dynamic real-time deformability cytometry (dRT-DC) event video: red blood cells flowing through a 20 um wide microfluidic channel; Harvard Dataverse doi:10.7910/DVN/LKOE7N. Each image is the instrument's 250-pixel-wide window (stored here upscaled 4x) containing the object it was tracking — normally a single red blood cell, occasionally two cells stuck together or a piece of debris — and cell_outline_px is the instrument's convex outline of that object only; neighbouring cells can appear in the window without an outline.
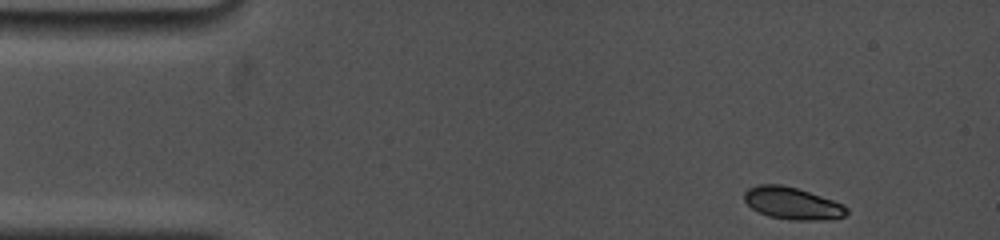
{"species": "common noctule bat (a hibernating species)", "species_latin": "Nyctalus noctula", "temperature_condition": "cold", "stored_images_in_passage": 38, "camera_frame_rate_fps": 5000, "um_per_image_px": 0.085, "animal": {"sex": "female", "body_mass_g": 19.0, "forearm_length_mm": 53.3}, "frame": {"image": 1, "passage_image": 1, "time_ms": 0.0, "image_size_px": [1000, 240], "cell_outline_px": [[848, 212], [844, 216], [824, 220], [788, 220], [768, 216], [752, 208], [744, 200], [744, 192], [748, 188], [760, 184], [780, 184], [796, 188], [844, 204], [848, 208]], "centroid_in_image_um": [67.34, 17.29], "position_along_channel_um": 17.7, "area_um2": 19.07}}
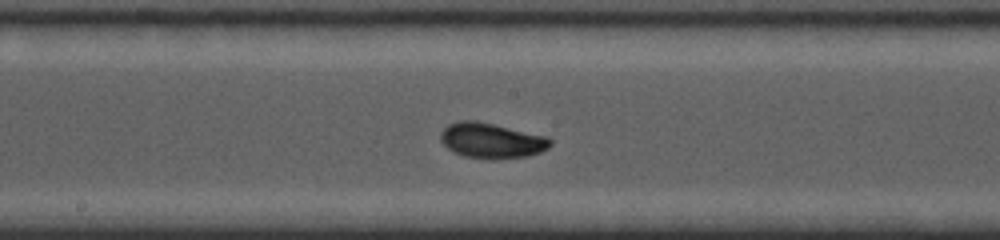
{"frame": {"image": 2, "passage_image": 20, "time_ms": 7.4, "image_size_px": [1000, 240], "cell_outline_px": [[552, 144], [548, 148], [540, 152], [528, 156], [464, 156], [452, 152], [440, 140], [440, 132], [448, 124], [460, 120], [476, 120], [548, 136], [552, 140]], "centroid_in_image_um": [41.77, 11.89], "position_along_channel_um": 206.4, "area_um2": 21.96}}
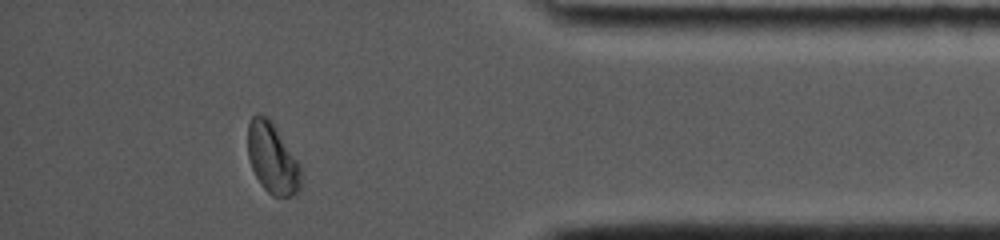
{"frame": {"image": 3, "passage_image": 35, "time_ms": 13.4, "image_size_px": [1000, 240], "cell_outline_px": [[300, 188], [292, 196], [280, 200], [272, 196], [260, 184], [252, 168], [248, 156], [248, 124], [252, 116], [256, 112], [264, 116], [276, 128], [300, 164]], "centroid_in_image_um": [23.14, 13.51], "position_along_channel_um": 412.1, "area_um2": 21.79}, "authors_computed_cell_mechanics": {"area_um2": 21.1837, "velocity_mm_per_s": 3.7326, "shape_relaxation_time_tau1_ms": 3.6601, "shape_relaxation_time_tau2_ms": null, "deformation_change_tau1": 0.1371, "deformation_change_tau2": null}}